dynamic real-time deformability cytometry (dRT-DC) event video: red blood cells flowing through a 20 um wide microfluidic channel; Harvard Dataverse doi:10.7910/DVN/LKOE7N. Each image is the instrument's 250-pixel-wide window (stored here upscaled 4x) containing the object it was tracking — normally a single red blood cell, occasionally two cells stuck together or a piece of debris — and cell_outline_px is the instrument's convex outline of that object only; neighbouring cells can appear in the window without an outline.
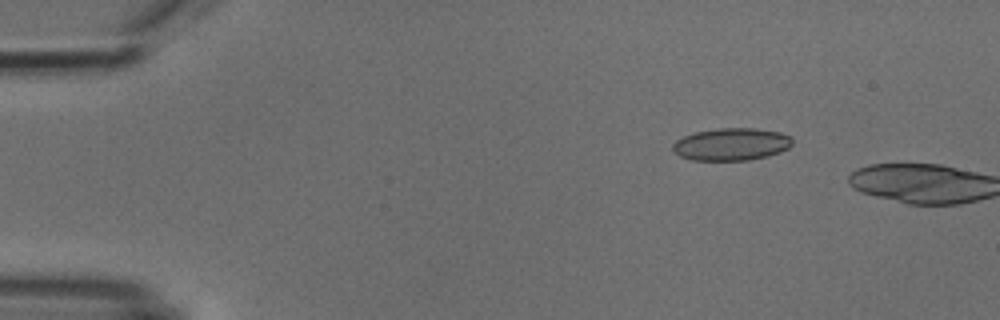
{"species": "common noctule bat (a hibernating species)", "species_latin": "Nyctalus noctula", "temperature_condition": "cold", "stored_images_in_passage": 3, "camera_frame_rate_fps": 3000, "um_per_image_px": 0.085, "animal": {"sex": "male", "body_mass_g": 18.8}, "frame": {"image": 1, "passage_image": 2, "time_ms": 2.0, "image_size_px": [1000, 320], "cell_outline_px": [[792, 144], [788, 148], [780, 152], [768, 156], [748, 160], [692, 160], [680, 156], [672, 152], [672, 144], [676, 140], [684, 136], [696, 132], [716, 128], [756, 128], [780, 132], [788, 136], [792, 140]], "centroid_in_image_um": [62.14, 12.26], "position_along_channel_um": 22.9, "area_um2": 22.66}}